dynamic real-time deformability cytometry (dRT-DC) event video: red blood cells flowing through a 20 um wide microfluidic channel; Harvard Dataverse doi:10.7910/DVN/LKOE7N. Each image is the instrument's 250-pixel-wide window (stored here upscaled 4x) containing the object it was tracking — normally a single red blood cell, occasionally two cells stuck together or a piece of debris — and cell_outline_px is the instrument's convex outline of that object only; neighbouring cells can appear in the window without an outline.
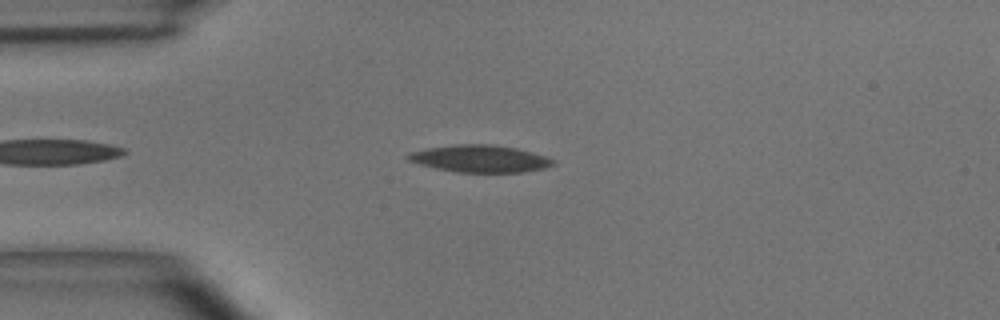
{"species": "common noctule bat (a hibernating species)", "species_latin": "Nyctalus noctula", "temperature_condition": "room temperature", "stored_images_in_passage": 42, "camera_frame_rate_fps": 3000, "um_per_image_px": 0.085, "animal": {"sex": "male", "body_mass_g": 15.6}, "frame": {"image": 1, "passage_image": 5, "time_ms": 1.333, "image_size_px": [1000, 320], "cell_outline_px": [[556, 164], [544, 168], [524, 172], [456, 172], [436, 168], [420, 164], [408, 160], [404, 156], [412, 152], [428, 148], [456, 144], [492, 144], [516, 148], [548, 156], [556, 160]], "centroid_in_image_um": [40.85, 13.48], "position_along_channel_um": 44.1, "area_um2": 23.0}}
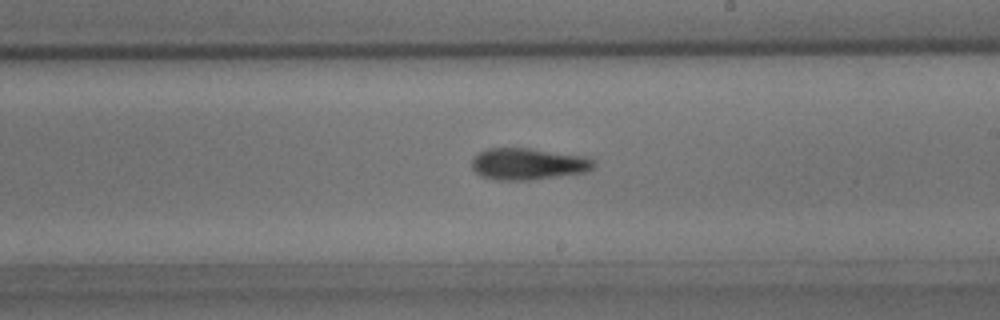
{"frame": {"image": 2, "passage_image": 21, "time_ms": 6.667, "image_size_px": [1000, 320], "cell_outline_px": [[596, 168], [588, 172], [532, 180], [496, 180], [480, 176], [472, 168], [472, 160], [480, 152], [488, 148], [528, 148], [584, 156], [596, 160]], "centroid_in_image_um": [44.94, 13.95], "position_along_channel_um": 244.1, "area_um2": 22.72}}
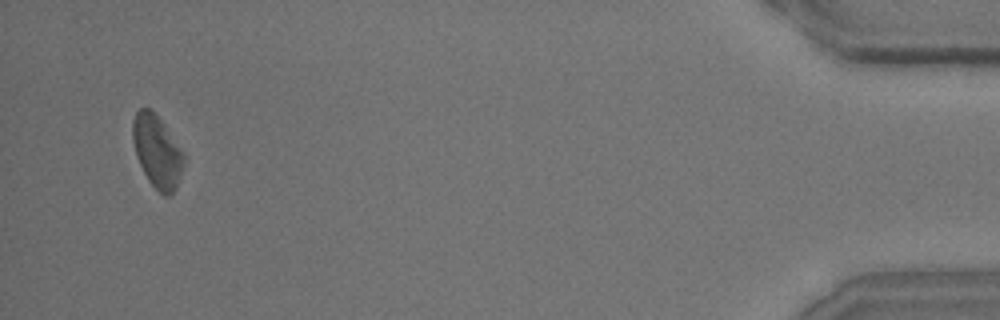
{"frame": {"image": 3, "passage_image": 40, "time_ms": 13.0, "image_size_px": [1000, 320], "cell_outline_px": [[188, 156], [176, 188], [168, 196], [164, 196], [148, 180], [136, 156], [132, 140], [132, 120], [136, 112], [140, 108], [148, 108], [164, 124]], "centroid_in_image_um": [13.39, 12.88], "position_along_channel_um": 421.8, "area_um2": 21.79}, "authors_computed_cell_mechanics": {"area_um2": 22.4842, "velocity_mm_per_s": 4.0686, "shape_relaxation_time_tau1_ms": 7.4347, "shape_relaxation_time_tau2_ms": 6.3408, "deformation_change_tau1": 0.1686, "deformation_change_tau2": 0.1852}}